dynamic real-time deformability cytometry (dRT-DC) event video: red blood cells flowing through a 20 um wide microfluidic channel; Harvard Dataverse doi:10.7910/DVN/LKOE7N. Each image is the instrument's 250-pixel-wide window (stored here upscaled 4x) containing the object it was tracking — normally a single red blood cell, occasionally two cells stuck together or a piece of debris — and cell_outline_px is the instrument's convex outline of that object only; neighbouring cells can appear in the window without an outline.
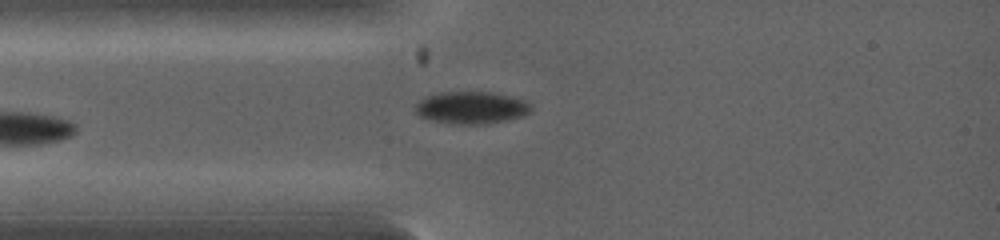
{"species": "common noctule bat (a hibernating species)", "species_latin": "Nyctalus noctula", "temperature_condition": "warm", "stored_images_in_passage": 6, "camera_frame_rate_fps": 5000, "um_per_image_px": 0.085, "animal": {"sex": "female", "body_mass_g": 19.0, "forearm_length_mm": 53.3}, "frame": {"image": 1, "passage_image": 1, "time_ms": 0.0, "image_size_px": [1000, 240], "cell_outline_px": [[532, 112], [524, 116], [508, 120], [480, 124], [456, 124], [432, 120], [420, 116], [416, 112], [416, 104], [420, 100], [428, 96], [440, 92], [496, 92], [528, 100], [532, 104]], "centroid_in_image_um": [40.16, 9.14], "position_along_channel_um": 44.8, "area_um2": 21.96}}
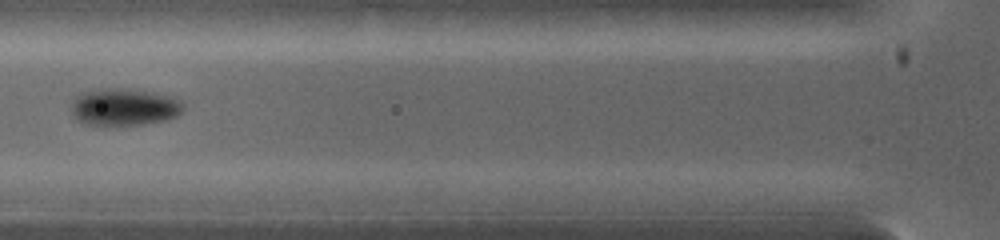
{"frame": {"image": 2, "passage_image": 3, "time_ms": 1.2, "image_size_px": [1000, 240], "cell_outline_px": [[184, 112], [176, 116], [164, 120], [140, 124], [88, 124], [72, 116], [72, 100], [84, 92], [96, 88], [120, 88], [144, 92], [164, 96], [176, 100], [184, 104]], "centroid_in_image_um": [10.51, 9.09], "position_along_channel_um": 115.3, "area_um2": 23.47}}
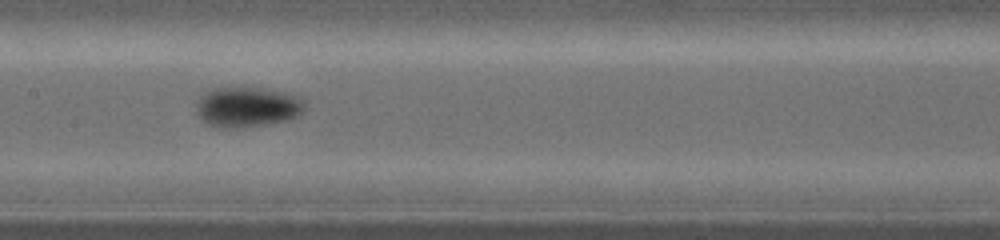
{"frame": {"image": 3, "passage_image": 5, "time_ms": 2.4, "image_size_px": [1000, 240], "cell_outline_px": [[308, 108], [300, 116], [288, 120], [244, 128], [220, 128], [208, 124], [200, 120], [196, 112], [196, 104], [200, 96], [204, 92], [216, 88], [252, 88], [280, 92], [292, 96], [300, 100]], "centroid_in_image_um": [20.97, 9.14], "position_along_channel_um": 186.4, "area_um2": 25.32}}